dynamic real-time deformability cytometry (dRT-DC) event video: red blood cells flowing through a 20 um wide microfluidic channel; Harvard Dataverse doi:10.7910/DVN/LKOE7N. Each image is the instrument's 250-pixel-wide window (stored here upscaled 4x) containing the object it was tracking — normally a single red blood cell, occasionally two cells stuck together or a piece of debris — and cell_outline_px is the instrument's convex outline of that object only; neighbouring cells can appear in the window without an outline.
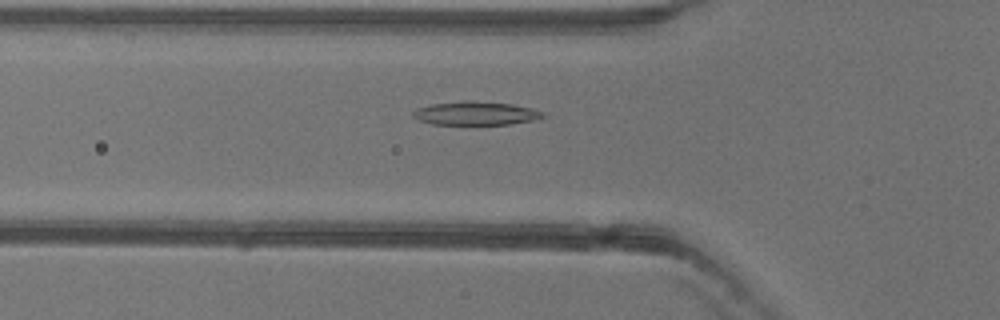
{"species": "common noctule bat (a hibernating species)", "species_latin": "Nyctalus noctula", "temperature_condition": "warm", "stored_images_in_passage": 44, "camera_frame_rate_fps": 3000, "um_per_image_px": 0.085, "animal": {"sex": "female"}, "frame": {"image": 1, "passage_image": 10, "time_ms": 3.0, "image_size_px": [1000, 320], "cell_outline_px": [[548, 116], [532, 120], [512, 124], [432, 124], [416, 120], [412, 116], [412, 112], [416, 108], [432, 104], [468, 100], [512, 104], [532, 108], [548, 112]], "centroid_in_image_um": [40.46, 9.63], "position_along_channel_um": 85.3, "area_um2": 18.03}}
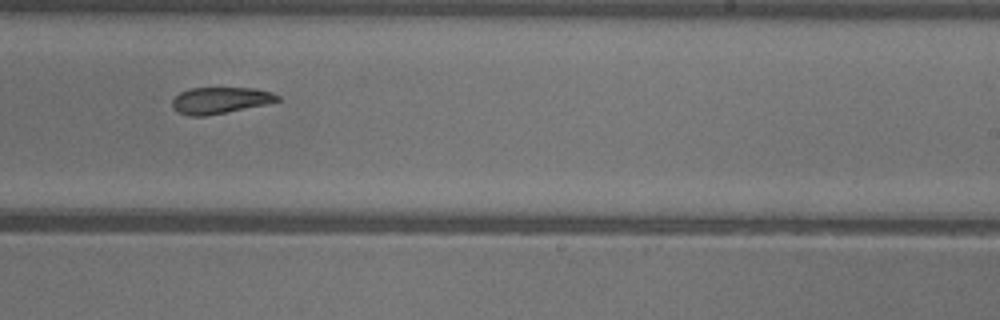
{"frame": {"image": 2, "passage_image": 24, "time_ms": 7.667, "image_size_px": [1000, 320], "cell_outline_px": [[280, 100], [268, 104], [204, 116], [188, 116], [176, 112], [172, 108], [172, 100], [180, 92], [192, 88], [252, 88], [272, 92], [280, 96]], "centroid_in_image_um": [18.7, 8.53], "position_along_channel_um": 270.3, "area_um2": 16.24}}
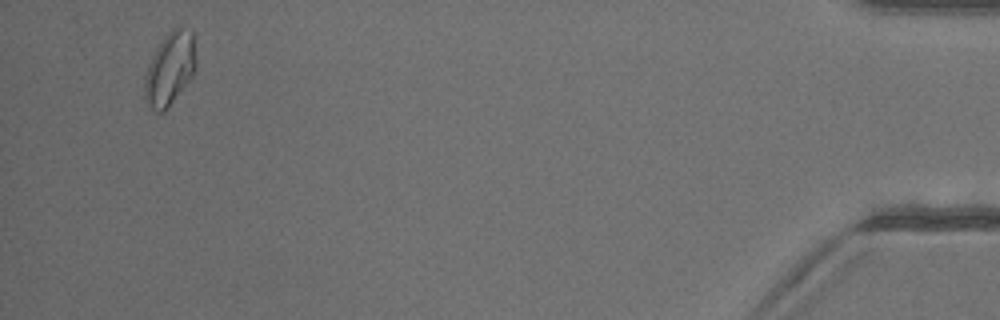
{"frame": {"image": 3, "passage_image": 42, "time_ms": 13.667, "image_size_px": [1000, 320], "cell_outline_px": [[196, 68], [192, 76], [164, 112], [156, 112], [144, 100], [144, 76], [148, 64], [156, 48], [164, 36], [172, 28], [180, 24], [192, 28], [196, 56]], "centroid_in_image_um": [14.45, 5.77], "position_along_channel_um": 420.8, "area_um2": 22.25}, "authors_computed_cell_mechanics": {"area_um2": 17.6868, "velocity_mm_per_s": 3.9596, "shape_relaxation_time_tau1_ms": 5.2128, "shape_relaxation_time_tau2_ms": 6.8387, "deformation_change_tau1": 0.1477, "deformation_change_tau2": 0.1373}}